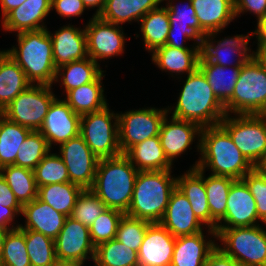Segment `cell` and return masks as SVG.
I'll use <instances>...</instances> for the list:
<instances>
[{
	"label": "cell",
	"instance_id": "484cf974",
	"mask_svg": "<svg viewBox=\"0 0 266 266\" xmlns=\"http://www.w3.org/2000/svg\"><path fill=\"white\" fill-rule=\"evenodd\" d=\"M205 237L203 231L176 237L170 266H203L218 245Z\"/></svg>",
	"mask_w": 266,
	"mask_h": 266
},
{
	"label": "cell",
	"instance_id": "c3c4849f",
	"mask_svg": "<svg viewBox=\"0 0 266 266\" xmlns=\"http://www.w3.org/2000/svg\"><path fill=\"white\" fill-rule=\"evenodd\" d=\"M242 180L256 201L258 218L266 225V174L254 167Z\"/></svg>",
	"mask_w": 266,
	"mask_h": 266
},
{
	"label": "cell",
	"instance_id": "1f68e13d",
	"mask_svg": "<svg viewBox=\"0 0 266 266\" xmlns=\"http://www.w3.org/2000/svg\"><path fill=\"white\" fill-rule=\"evenodd\" d=\"M104 71L93 81L80 87L74 88L66 93L64 101L72 110L81 115L104 109L109 104L104 96L102 79Z\"/></svg>",
	"mask_w": 266,
	"mask_h": 266
},
{
	"label": "cell",
	"instance_id": "8d00e7d4",
	"mask_svg": "<svg viewBox=\"0 0 266 266\" xmlns=\"http://www.w3.org/2000/svg\"><path fill=\"white\" fill-rule=\"evenodd\" d=\"M82 190V187L71 182L49 184L38 187L37 197L69 217Z\"/></svg>",
	"mask_w": 266,
	"mask_h": 266
},
{
	"label": "cell",
	"instance_id": "f1b7e54d",
	"mask_svg": "<svg viewBox=\"0 0 266 266\" xmlns=\"http://www.w3.org/2000/svg\"><path fill=\"white\" fill-rule=\"evenodd\" d=\"M151 55L152 62L170 74L188 75L198 68L199 49H180L163 45L156 48Z\"/></svg>",
	"mask_w": 266,
	"mask_h": 266
},
{
	"label": "cell",
	"instance_id": "4dcf8cb0",
	"mask_svg": "<svg viewBox=\"0 0 266 266\" xmlns=\"http://www.w3.org/2000/svg\"><path fill=\"white\" fill-rule=\"evenodd\" d=\"M31 83L25 72L4 51H0V113Z\"/></svg>",
	"mask_w": 266,
	"mask_h": 266
},
{
	"label": "cell",
	"instance_id": "7bdbcfd3",
	"mask_svg": "<svg viewBox=\"0 0 266 266\" xmlns=\"http://www.w3.org/2000/svg\"><path fill=\"white\" fill-rule=\"evenodd\" d=\"M49 151L51 148L43 135L32 131L21 144L13 165L34 170Z\"/></svg>",
	"mask_w": 266,
	"mask_h": 266
},
{
	"label": "cell",
	"instance_id": "60d3db41",
	"mask_svg": "<svg viewBox=\"0 0 266 266\" xmlns=\"http://www.w3.org/2000/svg\"><path fill=\"white\" fill-rule=\"evenodd\" d=\"M25 244L31 266H54L57 262L54 239L33 230H25Z\"/></svg>",
	"mask_w": 266,
	"mask_h": 266
},
{
	"label": "cell",
	"instance_id": "6da1fadb",
	"mask_svg": "<svg viewBox=\"0 0 266 266\" xmlns=\"http://www.w3.org/2000/svg\"><path fill=\"white\" fill-rule=\"evenodd\" d=\"M200 155L191 168L205 171L208 167L212 175L240 180L254 168L220 125L202 127Z\"/></svg>",
	"mask_w": 266,
	"mask_h": 266
},
{
	"label": "cell",
	"instance_id": "ba28073f",
	"mask_svg": "<svg viewBox=\"0 0 266 266\" xmlns=\"http://www.w3.org/2000/svg\"><path fill=\"white\" fill-rule=\"evenodd\" d=\"M217 245L240 266H266V230L260 225L251 227L217 228Z\"/></svg>",
	"mask_w": 266,
	"mask_h": 266
},
{
	"label": "cell",
	"instance_id": "7402d4cb",
	"mask_svg": "<svg viewBox=\"0 0 266 266\" xmlns=\"http://www.w3.org/2000/svg\"><path fill=\"white\" fill-rule=\"evenodd\" d=\"M204 170L191 168L181 176L176 177V187L186 196L197 219L207 226L214 238L216 230L211 229V215L208 205L207 192L204 185Z\"/></svg>",
	"mask_w": 266,
	"mask_h": 266
},
{
	"label": "cell",
	"instance_id": "7dc6e473",
	"mask_svg": "<svg viewBox=\"0 0 266 266\" xmlns=\"http://www.w3.org/2000/svg\"><path fill=\"white\" fill-rule=\"evenodd\" d=\"M150 224L146 220L133 218L124 214L119 221L115 239L136 252H139L147 227Z\"/></svg>",
	"mask_w": 266,
	"mask_h": 266
},
{
	"label": "cell",
	"instance_id": "4fadbf2b",
	"mask_svg": "<svg viewBox=\"0 0 266 266\" xmlns=\"http://www.w3.org/2000/svg\"><path fill=\"white\" fill-rule=\"evenodd\" d=\"M59 148V155L68 169L69 181L83 189H90L99 162L97 156L80 135L61 143Z\"/></svg>",
	"mask_w": 266,
	"mask_h": 266
},
{
	"label": "cell",
	"instance_id": "f35d334b",
	"mask_svg": "<svg viewBox=\"0 0 266 266\" xmlns=\"http://www.w3.org/2000/svg\"><path fill=\"white\" fill-rule=\"evenodd\" d=\"M235 180L226 176L204 175L211 215V229L216 230L217 224L225 217L230 187Z\"/></svg>",
	"mask_w": 266,
	"mask_h": 266
},
{
	"label": "cell",
	"instance_id": "4316f807",
	"mask_svg": "<svg viewBox=\"0 0 266 266\" xmlns=\"http://www.w3.org/2000/svg\"><path fill=\"white\" fill-rule=\"evenodd\" d=\"M200 27L219 33L234 20V0H191Z\"/></svg>",
	"mask_w": 266,
	"mask_h": 266
},
{
	"label": "cell",
	"instance_id": "94428289",
	"mask_svg": "<svg viewBox=\"0 0 266 266\" xmlns=\"http://www.w3.org/2000/svg\"><path fill=\"white\" fill-rule=\"evenodd\" d=\"M7 232V229L0 227V257L2 254L3 240Z\"/></svg>",
	"mask_w": 266,
	"mask_h": 266
},
{
	"label": "cell",
	"instance_id": "d4e9b609",
	"mask_svg": "<svg viewBox=\"0 0 266 266\" xmlns=\"http://www.w3.org/2000/svg\"><path fill=\"white\" fill-rule=\"evenodd\" d=\"M21 214L26 221L24 226L19 224V228L40 232L52 239L57 237L67 218L38 197L23 205Z\"/></svg>",
	"mask_w": 266,
	"mask_h": 266
},
{
	"label": "cell",
	"instance_id": "5b68a950",
	"mask_svg": "<svg viewBox=\"0 0 266 266\" xmlns=\"http://www.w3.org/2000/svg\"><path fill=\"white\" fill-rule=\"evenodd\" d=\"M171 170L139 171L126 215L159 223L165 213L176 178Z\"/></svg>",
	"mask_w": 266,
	"mask_h": 266
},
{
	"label": "cell",
	"instance_id": "3957f363",
	"mask_svg": "<svg viewBox=\"0 0 266 266\" xmlns=\"http://www.w3.org/2000/svg\"><path fill=\"white\" fill-rule=\"evenodd\" d=\"M138 172L123 153L115 157L99 159L90 189L107 208L126 214L132 200Z\"/></svg>",
	"mask_w": 266,
	"mask_h": 266
},
{
	"label": "cell",
	"instance_id": "9c48e42d",
	"mask_svg": "<svg viewBox=\"0 0 266 266\" xmlns=\"http://www.w3.org/2000/svg\"><path fill=\"white\" fill-rule=\"evenodd\" d=\"M80 136L98 159L122 154L119 147L118 113L110 112L108 106L81 115Z\"/></svg>",
	"mask_w": 266,
	"mask_h": 266
},
{
	"label": "cell",
	"instance_id": "2e32d148",
	"mask_svg": "<svg viewBox=\"0 0 266 266\" xmlns=\"http://www.w3.org/2000/svg\"><path fill=\"white\" fill-rule=\"evenodd\" d=\"M81 116L62 99L56 98L45 116L39 132L47 140L50 148L52 144L60 145L80 135Z\"/></svg>",
	"mask_w": 266,
	"mask_h": 266
},
{
	"label": "cell",
	"instance_id": "836d02e7",
	"mask_svg": "<svg viewBox=\"0 0 266 266\" xmlns=\"http://www.w3.org/2000/svg\"><path fill=\"white\" fill-rule=\"evenodd\" d=\"M139 22L144 45L148 52L152 53L156 48L166 45L170 30L167 7L152 9Z\"/></svg>",
	"mask_w": 266,
	"mask_h": 266
},
{
	"label": "cell",
	"instance_id": "74e56055",
	"mask_svg": "<svg viewBox=\"0 0 266 266\" xmlns=\"http://www.w3.org/2000/svg\"><path fill=\"white\" fill-rule=\"evenodd\" d=\"M31 132L0 113V168L15 163L21 144Z\"/></svg>",
	"mask_w": 266,
	"mask_h": 266
},
{
	"label": "cell",
	"instance_id": "52a82bcc",
	"mask_svg": "<svg viewBox=\"0 0 266 266\" xmlns=\"http://www.w3.org/2000/svg\"><path fill=\"white\" fill-rule=\"evenodd\" d=\"M230 116L226 114L219 125L229 134L244 157L257 167L266 156V115Z\"/></svg>",
	"mask_w": 266,
	"mask_h": 266
},
{
	"label": "cell",
	"instance_id": "603a6c76",
	"mask_svg": "<svg viewBox=\"0 0 266 266\" xmlns=\"http://www.w3.org/2000/svg\"><path fill=\"white\" fill-rule=\"evenodd\" d=\"M73 26H63L54 34L49 31L56 68L88 57L85 29Z\"/></svg>",
	"mask_w": 266,
	"mask_h": 266
},
{
	"label": "cell",
	"instance_id": "680465c9",
	"mask_svg": "<svg viewBox=\"0 0 266 266\" xmlns=\"http://www.w3.org/2000/svg\"><path fill=\"white\" fill-rule=\"evenodd\" d=\"M255 59L266 69V44L257 45Z\"/></svg>",
	"mask_w": 266,
	"mask_h": 266
},
{
	"label": "cell",
	"instance_id": "f6af8a7d",
	"mask_svg": "<svg viewBox=\"0 0 266 266\" xmlns=\"http://www.w3.org/2000/svg\"><path fill=\"white\" fill-rule=\"evenodd\" d=\"M106 209L105 204L91 189H83L69 217L90 227Z\"/></svg>",
	"mask_w": 266,
	"mask_h": 266
},
{
	"label": "cell",
	"instance_id": "ab89813d",
	"mask_svg": "<svg viewBox=\"0 0 266 266\" xmlns=\"http://www.w3.org/2000/svg\"><path fill=\"white\" fill-rule=\"evenodd\" d=\"M93 262L95 266H138V252L114 238L95 247Z\"/></svg>",
	"mask_w": 266,
	"mask_h": 266
},
{
	"label": "cell",
	"instance_id": "91938a15",
	"mask_svg": "<svg viewBox=\"0 0 266 266\" xmlns=\"http://www.w3.org/2000/svg\"><path fill=\"white\" fill-rule=\"evenodd\" d=\"M54 266H84V264L79 262L57 261Z\"/></svg>",
	"mask_w": 266,
	"mask_h": 266
},
{
	"label": "cell",
	"instance_id": "8992f818",
	"mask_svg": "<svg viewBox=\"0 0 266 266\" xmlns=\"http://www.w3.org/2000/svg\"><path fill=\"white\" fill-rule=\"evenodd\" d=\"M224 106L226 114L266 115V69L256 59L241 66L232 98Z\"/></svg>",
	"mask_w": 266,
	"mask_h": 266
},
{
	"label": "cell",
	"instance_id": "9f6ffc18",
	"mask_svg": "<svg viewBox=\"0 0 266 266\" xmlns=\"http://www.w3.org/2000/svg\"><path fill=\"white\" fill-rule=\"evenodd\" d=\"M26 0H0V5L2 9V18H4L10 11L19 7Z\"/></svg>",
	"mask_w": 266,
	"mask_h": 266
},
{
	"label": "cell",
	"instance_id": "8fae6325",
	"mask_svg": "<svg viewBox=\"0 0 266 266\" xmlns=\"http://www.w3.org/2000/svg\"><path fill=\"white\" fill-rule=\"evenodd\" d=\"M172 109L171 106L165 109L149 107L118 114L121 152L125 154L132 146L148 138L159 136L162 122Z\"/></svg>",
	"mask_w": 266,
	"mask_h": 266
},
{
	"label": "cell",
	"instance_id": "83f0119b",
	"mask_svg": "<svg viewBox=\"0 0 266 266\" xmlns=\"http://www.w3.org/2000/svg\"><path fill=\"white\" fill-rule=\"evenodd\" d=\"M164 0H106L103 11L98 16L103 21L122 25L132 20L138 21L149 11L159 7Z\"/></svg>",
	"mask_w": 266,
	"mask_h": 266
},
{
	"label": "cell",
	"instance_id": "d6a6232c",
	"mask_svg": "<svg viewBox=\"0 0 266 266\" xmlns=\"http://www.w3.org/2000/svg\"><path fill=\"white\" fill-rule=\"evenodd\" d=\"M103 71L100 65L88 56L82 60L59 66L56 70L54 83L61 81L67 93L74 88L93 82Z\"/></svg>",
	"mask_w": 266,
	"mask_h": 266
},
{
	"label": "cell",
	"instance_id": "db71d44e",
	"mask_svg": "<svg viewBox=\"0 0 266 266\" xmlns=\"http://www.w3.org/2000/svg\"><path fill=\"white\" fill-rule=\"evenodd\" d=\"M21 212L22 208H6L0 205V227L8 231L18 228L19 225H16V227L12 225V227H10L11 224L9 225V223L13 221L16 215L21 214Z\"/></svg>",
	"mask_w": 266,
	"mask_h": 266
},
{
	"label": "cell",
	"instance_id": "e0dca14e",
	"mask_svg": "<svg viewBox=\"0 0 266 266\" xmlns=\"http://www.w3.org/2000/svg\"><path fill=\"white\" fill-rule=\"evenodd\" d=\"M258 220L256 201L249 188L242 179L235 180L229 190L225 217L217 228L251 227L260 225Z\"/></svg>",
	"mask_w": 266,
	"mask_h": 266
},
{
	"label": "cell",
	"instance_id": "ac0fdd59",
	"mask_svg": "<svg viewBox=\"0 0 266 266\" xmlns=\"http://www.w3.org/2000/svg\"><path fill=\"white\" fill-rule=\"evenodd\" d=\"M167 1H169L166 7L168 8L170 30L167 35L166 45L180 49H199L207 33L199 25L191 0H187L188 3L183 7L181 6L182 8H179L177 5H172L174 4L173 0ZM176 31H180L179 33L182 34V38L184 39H176ZM186 40H194V42H197L191 48L183 44Z\"/></svg>",
	"mask_w": 266,
	"mask_h": 266
},
{
	"label": "cell",
	"instance_id": "6125c7cd",
	"mask_svg": "<svg viewBox=\"0 0 266 266\" xmlns=\"http://www.w3.org/2000/svg\"><path fill=\"white\" fill-rule=\"evenodd\" d=\"M264 174H266V156L263 161L257 166Z\"/></svg>",
	"mask_w": 266,
	"mask_h": 266
},
{
	"label": "cell",
	"instance_id": "d590c367",
	"mask_svg": "<svg viewBox=\"0 0 266 266\" xmlns=\"http://www.w3.org/2000/svg\"><path fill=\"white\" fill-rule=\"evenodd\" d=\"M0 174L21 206L37 198L38 186L33 170L16 165H6L0 168Z\"/></svg>",
	"mask_w": 266,
	"mask_h": 266
},
{
	"label": "cell",
	"instance_id": "b9f144b4",
	"mask_svg": "<svg viewBox=\"0 0 266 266\" xmlns=\"http://www.w3.org/2000/svg\"><path fill=\"white\" fill-rule=\"evenodd\" d=\"M0 266H31L25 244V229L18 227L6 233Z\"/></svg>",
	"mask_w": 266,
	"mask_h": 266
},
{
	"label": "cell",
	"instance_id": "11a10c76",
	"mask_svg": "<svg viewBox=\"0 0 266 266\" xmlns=\"http://www.w3.org/2000/svg\"><path fill=\"white\" fill-rule=\"evenodd\" d=\"M257 38V45L266 44V14L257 20V28L254 31Z\"/></svg>",
	"mask_w": 266,
	"mask_h": 266
},
{
	"label": "cell",
	"instance_id": "30bf717a",
	"mask_svg": "<svg viewBox=\"0 0 266 266\" xmlns=\"http://www.w3.org/2000/svg\"><path fill=\"white\" fill-rule=\"evenodd\" d=\"M51 87L31 84L6 106L1 114L32 131H39L52 102L57 98Z\"/></svg>",
	"mask_w": 266,
	"mask_h": 266
},
{
	"label": "cell",
	"instance_id": "681fc988",
	"mask_svg": "<svg viewBox=\"0 0 266 266\" xmlns=\"http://www.w3.org/2000/svg\"><path fill=\"white\" fill-rule=\"evenodd\" d=\"M55 9L60 17L81 16L86 9L82 0H51V9Z\"/></svg>",
	"mask_w": 266,
	"mask_h": 266
},
{
	"label": "cell",
	"instance_id": "7a4b0ae2",
	"mask_svg": "<svg viewBox=\"0 0 266 266\" xmlns=\"http://www.w3.org/2000/svg\"><path fill=\"white\" fill-rule=\"evenodd\" d=\"M225 106L217 99L202 71L187 75L171 117L201 127L216 126L225 117Z\"/></svg>",
	"mask_w": 266,
	"mask_h": 266
},
{
	"label": "cell",
	"instance_id": "f546056e",
	"mask_svg": "<svg viewBox=\"0 0 266 266\" xmlns=\"http://www.w3.org/2000/svg\"><path fill=\"white\" fill-rule=\"evenodd\" d=\"M125 155L138 171L172 170L159 136H154L132 146Z\"/></svg>",
	"mask_w": 266,
	"mask_h": 266
},
{
	"label": "cell",
	"instance_id": "f5cc1de1",
	"mask_svg": "<svg viewBox=\"0 0 266 266\" xmlns=\"http://www.w3.org/2000/svg\"><path fill=\"white\" fill-rule=\"evenodd\" d=\"M0 205L6 208H22L11 188L0 174Z\"/></svg>",
	"mask_w": 266,
	"mask_h": 266
},
{
	"label": "cell",
	"instance_id": "bcb514c9",
	"mask_svg": "<svg viewBox=\"0 0 266 266\" xmlns=\"http://www.w3.org/2000/svg\"><path fill=\"white\" fill-rule=\"evenodd\" d=\"M123 215L124 213L119 210L107 208L95 219L89 227L91 242L95 247L115 238L119 221Z\"/></svg>",
	"mask_w": 266,
	"mask_h": 266
},
{
	"label": "cell",
	"instance_id": "7c38bea8",
	"mask_svg": "<svg viewBox=\"0 0 266 266\" xmlns=\"http://www.w3.org/2000/svg\"><path fill=\"white\" fill-rule=\"evenodd\" d=\"M219 31L208 33L199 46V63H214L220 66L241 67L249 59L256 58V52L248 47L250 36H254V32L246 35H235L234 37L222 38V40L215 41ZM214 40V41H213ZM217 42V44H216ZM237 56H236V55ZM238 57L235 63H230V59ZM229 57V58H228ZM229 60V61H228ZM233 60V59H232Z\"/></svg>",
	"mask_w": 266,
	"mask_h": 266
},
{
	"label": "cell",
	"instance_id": "9a60e30c",
	"mask_svg": "<svg viewBox=\"0 0 266 266\" xmlns=\"http://www.w3.org/2000/svg\"><path fill=\"white\" fill-rule=\"evenodd\" d=\"M55 242L57 261L83 263L94 259L95 246L91 242L89 227L67 217Z\"/></svg>",
	"mask_w": 266,
	"mask_h": 266
},
{
	"label": "cell",
	"instance_id": "816d5d0a",
	"mask_svg": "<svg viewBox=\"0 0 266 266\" xmlns=\"http://www.w3.org/2000/svg\"><path fill=\"white\" fill-rule=\"evenodd\" d=\"M203 266H240L232 257L226 255L218 246L209 254Z\"/></svg>",
	"mask_w": 266,
	"mask_h": 266
},
{
	"label": "cell",
	"instance_id": "d6986e66",
	"mask_svg": "<svg viewBox=\"0 0 266 266\" xmlns=\"http://www.w3.org/2000/svg\"><path fill=\"white\" fill-rule=\"evenodd\" d=\"M166 116L162 122L159 139L167 159L173 164V160L192 145L198 136L197 149L200 152V136L202 127L191 121L179 120ZM170 119V120H169Z\"/></svg>",
	"mask_w": 266,
	"mask_h": 266
},
{
	"label": "cell",
	"instance_id": "f907efd6",
	"mask_svg": "<svg viewBox=\"0 0 266 266\" xmlns=\"http://www.w3.org/2000/svg\"><path fill=\"white\" fill-rule=\"evenodd\" d=\"M250 12L256 15V19L266 14V0H234L235 17L241 13Z\"/></svg>",
	"mask_w": 266,
	"mask_h": 266
},
{
	"label": "cell",
	"instance_id": "6f0895ef",
	"mask_svg": "<svg viewBox=\"0 0 266 266\" xmlns=\"http://www.w3.org/2000/svg\"><path fill=\"white\" fill-rule=\"evenodd\" d=\"M82 2L87 9L97 7L96 12L95 14H93V16H99L103 11L106 0H82Z\"/></svg>",
	"mask_w": 266,
	"mask_h": 266
},
{
	"label": "cell",
	"instance_id": "cb8c5ba5",
	"mask_svg": "<svg viewBox=\"0 0 266 266\" xmlns=\"http://www.w3.org/2000/svg\"><path fill=\"white\" fill-rule=\"evenodd\" d=\"M51 10V0H26L3 18V30L20 33L46 29L43 20Z\"/></svg>",
	"mask_w": 266,
	"mask_h": 266
},
{
	"label": "cell",
	"instance_id": "44dd1931",
	"mask_svg": "<svg viewBox=\"0 0 266 266\" xmlns=\"http://www.w3.org/2000/svg\"><path fill=\"white\" fill-rule=\"evenodd\" d=\"M159 223L174 237L192 235L203 230V224L195 216L190 202L177 187L172 191Z\"/></svg>",
	"mask_w": 266,
	"mask_h": 266
},
{
	"label": "cell",
	"instance_id": "e575fe53",
	"mask_svg": "<svg viewBox=\"0 0 266 266\" xmlns=\"http://www.w3.org/2000/svg\"><path fill=\"white\" fill-rule=\"evenodd\" d=\"M198 68L206 77L217 99L225 105L232 98L241 67H231L230 70L229 67L214 63H198Z\"/></svg>",
	"mask_w": 266,
	"mask_h": 266
},
{
	"label": "cell",
	"instance_id": "ffe728a7",
	"mask_svg": "<svg viewBox=\"0 0 266 266\" xmlns=\"http://www.w3.org/2000/svg\"><path fill=\"white\" fill-rule=\"evenodd\" d=\"M175 240L160 223H151L138 252V266H170Z\"/></svg>",
	"mask_w": 266,
	"mask_h": 266
},
{
	"label": "cell",
	"instance_id": "5bb4252c",
	"mask_svg": "<svg viewBox=\"0 0 266 266\" xmlns=\"http://www.w3.org/2000/svg\"><path fill=\"white\" fill-rule=\"evenodd\" d=\"M122 26L92 16L85 29L87 55L97 64L99 59L112 58L124 52L125 34Z\"/></svg>",
	"mask_w": 266,
	"mask_h": 266
},
{
	"label": "cell",
	"instance_id": "277c9868",
	"mask_svg": "<svg viewBox=\"0 0 266 266\" xmlns=\"http://www.w3.org/2000/svg\"><path fill=\"white\" fill-rule=\"evenodd\" d=\"M17 46L4 50L25 72L33 85H49L55 81L56 66L49 31H23L17 33Z\"/></svg>",
	"mask_w": 266,
	"mask_h": 266
},
{
	"label": "cell",
	"instance_id": "ee69618b",
	"mask_svg": "<svg viewBox=\"0 0 266 266\" xmlns=\"http://www.w3.org/2000/svg\"><path fill=\"white\" fill-rule=\"evenodd\" d=\"M33 171L38 187L70 182L68 169L57 153L49 151Z\"/></svg>",
	"mask_w": 266,
	"mask_h": 266
}]
</instances>
